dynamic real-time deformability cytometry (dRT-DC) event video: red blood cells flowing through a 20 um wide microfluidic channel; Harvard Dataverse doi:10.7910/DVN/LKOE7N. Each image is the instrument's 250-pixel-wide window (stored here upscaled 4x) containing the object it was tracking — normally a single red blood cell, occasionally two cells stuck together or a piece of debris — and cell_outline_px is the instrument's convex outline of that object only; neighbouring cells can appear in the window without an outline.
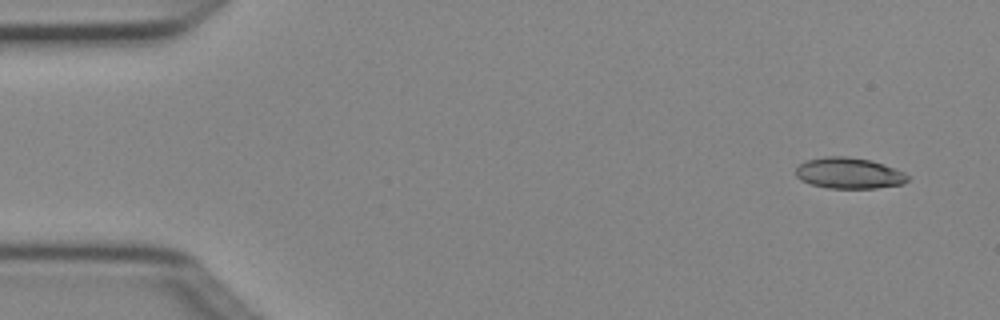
{"species": "Egyptian fruit bat (a non-hibernating species)", "species_latin": "Rousettus aegyptiacus", "temperature_condition": "cold", "stored_images_in_passage": 4, "camera_frame_rate_fps": 3000, "um_per_image_px": 0.085, "animal": {"sex": "female"}, "frame": {"image": 1, "passage_image": 1, "time_ms": 0.0, "image_size_px": [1000, 320], "cell_outline_px": [[908, 180], [904, 184], [876, 188], [828, 188], [812, 184], [800, 180], [796, 176], [796, 168], [800, 164], [808, 160], [824, 156], [844, 156], [872, 160], [896, 168], [904, 172], [908, 176]], "centroid_in_image_um": [72.19, 14.71], "position_along_channel_um": 12.8, "area_um2": 20.29}}
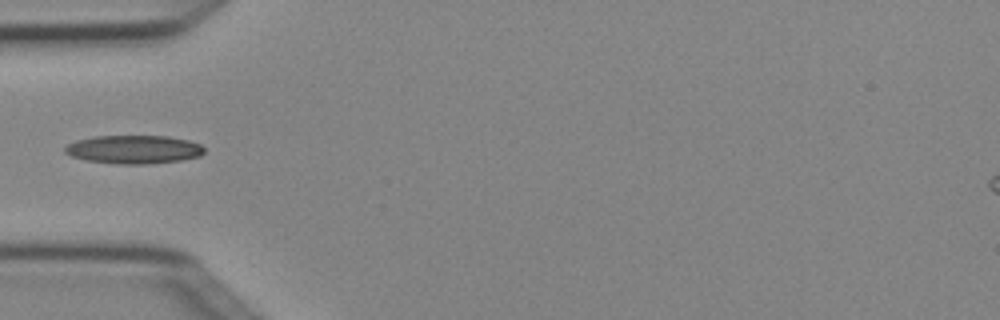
{"frame": {"image": 2, "passage_image": 4, "time_ms": 1.0, "image_size_px": [1000, 320], "cell_outline_px": [[204, 152], [200, 156], [180, 160], [148, 164], [116, 164], [84, 160], [72, 156], [64, 152], [64, 148], [68, 144], [76, 140], [92, 136], [168, 136], [188, 140], [200, 144], [204, 148]], "centroid_in_image_um": [11.35, 12.7], "position_along_channel_um": 73.7, "area_um2": 23.18}}